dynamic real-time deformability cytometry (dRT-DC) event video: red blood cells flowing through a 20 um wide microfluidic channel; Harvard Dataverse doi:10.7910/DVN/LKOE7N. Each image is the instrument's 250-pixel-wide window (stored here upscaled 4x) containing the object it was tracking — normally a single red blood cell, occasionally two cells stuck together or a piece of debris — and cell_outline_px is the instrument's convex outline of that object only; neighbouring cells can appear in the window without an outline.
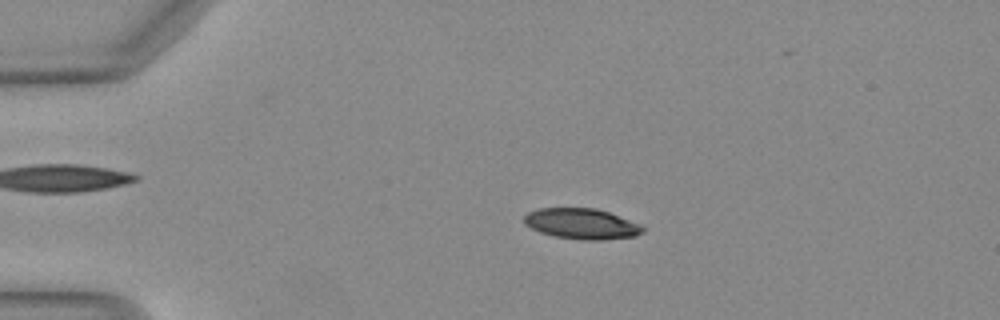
{"species": "Egyptian fruit bat (a non-hibernating species)", "species_latin": "Rousettus aegyptiacus", "temperature_condition": "warm", "stored_images_in_passage": 51, "camera_frame_rate_fps": 3000, "um_per_image_px": 0.085, "animal": {"sex": "female"}, "frame": {"image": 1, "passage_image": 11, "time_ms": 3.333, "image_size_px": [1000, 320], "cell_outline_px": [[644, 232], [636, 236], [600, 240], [580, 240], [556, 236], [540, 232], [524, 224], [524, 216], [528, 212], [540, 208], [596, 208], [608, 212], [640, 224], [644, 228]], "centroid_in_image_um": [49.44, 19.02], "position_along_channel_um": 35.6, "area_um2": 21.1}}
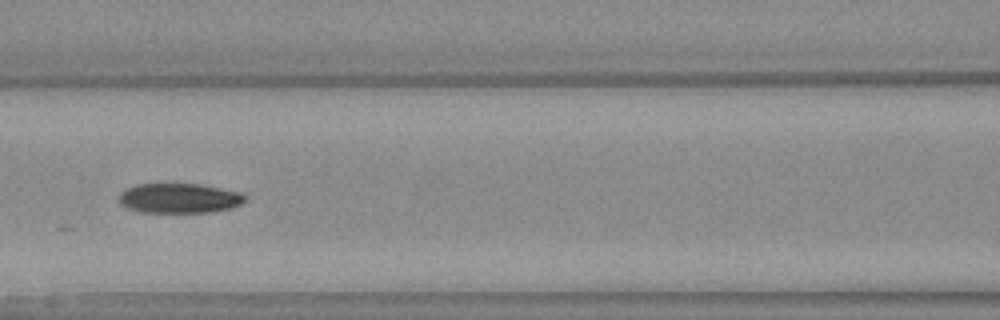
{"frame": {"image": 2, "passage_image": 23, "time_ms": 7.333, "image_size_px": [1000, 320], "cell_outline_px": [[244, 200], [240, 204], [228, 208], [208, 212], [140, 212], [128, 208], [120, 204], [120, 192], [136, 184], [200, 184], [220, 188], [236, 192], [244, 196]], "centroid_in_image_um": [15.17, 16.84], "position_along_channel_um": 151.4, "area_um2": 21.44}}
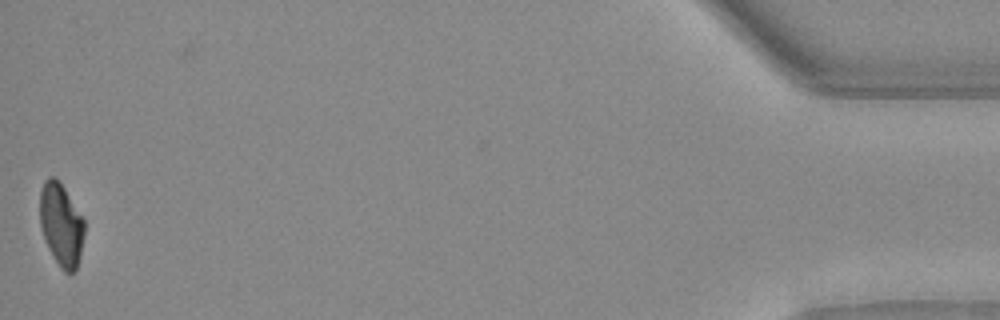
{"frame": {"image": 3, "passage_image": 50, "time_ms": 16.333, "image_size_px": [1000, 320], "cell_outline_px": [[84, 236], [80, 256], [76, 268], [72, 272], [64, 272], [60, 268], [52, 256], [44, 240], [40, 224], [40, 192], [44, 180], [48, 176], [56, 176], [60, 180], [84, 220]], "centroid_in_image_um": [5.18, 19.07], "position_along_channel_um": 430.0, "area_um2": 21.68}, "authors_computed_cell_mechanics": {"area_um2": 22.1952, "velocity_mm_per_s": 4.1082, "shape_relaxation_time_tau1_ms": 7.7455, "shape_relaxation_time_tau2_ms": 3.7628, "deformation_change_tau1": 0.226, "deformation_change_tau2": 0.094}}